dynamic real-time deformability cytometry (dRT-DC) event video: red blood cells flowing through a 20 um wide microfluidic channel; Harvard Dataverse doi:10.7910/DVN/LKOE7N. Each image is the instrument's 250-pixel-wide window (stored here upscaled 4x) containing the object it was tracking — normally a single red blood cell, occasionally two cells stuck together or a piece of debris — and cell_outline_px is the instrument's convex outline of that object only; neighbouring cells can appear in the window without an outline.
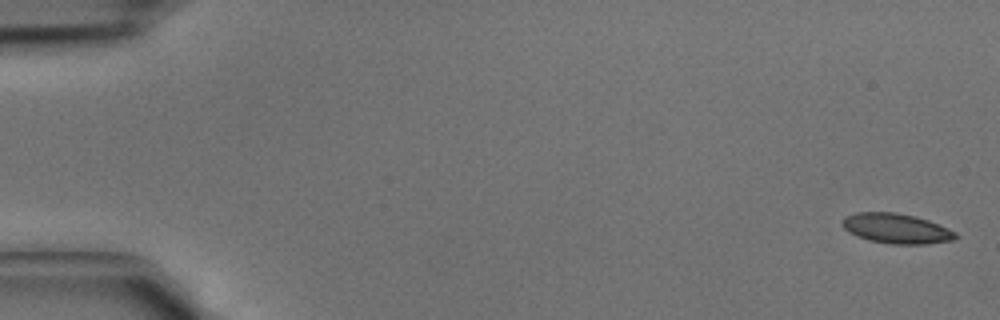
{"species": "common noctule bat (a hibernating species)", "species_latin": "Nyctalus noctula", "temperature_condition": "cold", "stored_images_in_passage": 43, "camera_frame_rate_fps": 3000, "um_per_image_px": 0.085, "animal": {"sex": "male", "body_mass_g": 15.6}, "frame": {"image": 1, "passage_image": 1, "time_ms": 0.0, "image_size_px": [1000, 320], "cell_outline_px": [[956, 236], [952, 240], [928, 244], [892, 244], [868, 240], [856, 236], [848, 232], [840, 224], [840, 220], [844, 216], [856, 212], [892, 212], [912, 216], [928, 220], [956, 232]], "centroid_in_image_um": [76.11, 19.42], "position_along_channel_um": 8.9, "area_um2": 19.77}}
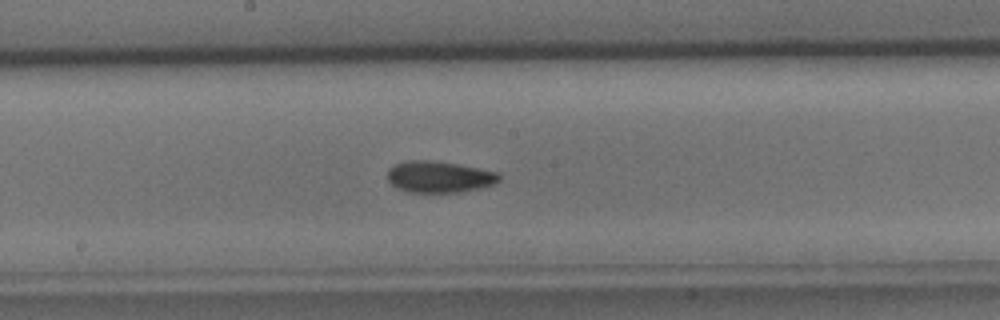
{"frame": {"image": 2, "passage_image": 23, "time_ms": 7.333, "image_size_px": [1000, 320], "cell_outline_px": [[500, 180], [492, 184], [480, 188], [460, 192], [408, 192], [396, 188], [388, 180], [388, 168], [392, 164], [408, 160], [432, 160], [456, 164], [500, 172]], "centroid_in_image_um": [37.3, 15.02], "position_along_channel_um": 210.9, "area_um2": 20.58}}
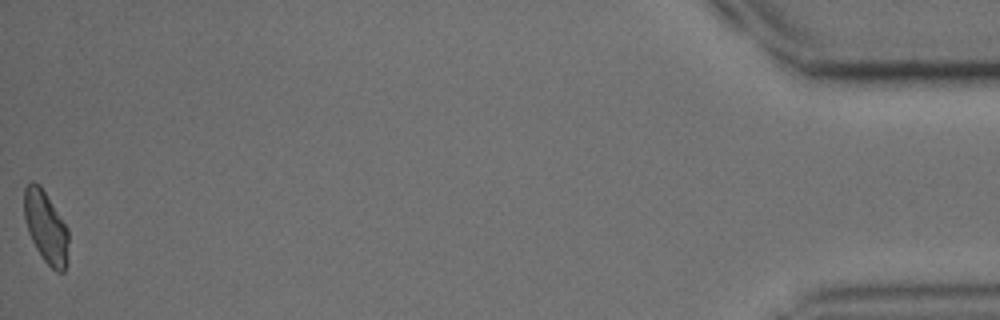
{"frame": {"image": 3, "passage_image": 43, "time_ms": 14.0, "image_size_px": [1000, 320], "cell_outline_px": [[68, 264], [64, 272], [56, 272], [44, 260], [36, 248], [28, 232], [24, 216], [24, 188], [32, 180], [40, 184], [68, 228]], "centroid_in_image_um": [3.91, 19.31], "position_along_channel_um": 431.3, "area_um2": 18.73}}